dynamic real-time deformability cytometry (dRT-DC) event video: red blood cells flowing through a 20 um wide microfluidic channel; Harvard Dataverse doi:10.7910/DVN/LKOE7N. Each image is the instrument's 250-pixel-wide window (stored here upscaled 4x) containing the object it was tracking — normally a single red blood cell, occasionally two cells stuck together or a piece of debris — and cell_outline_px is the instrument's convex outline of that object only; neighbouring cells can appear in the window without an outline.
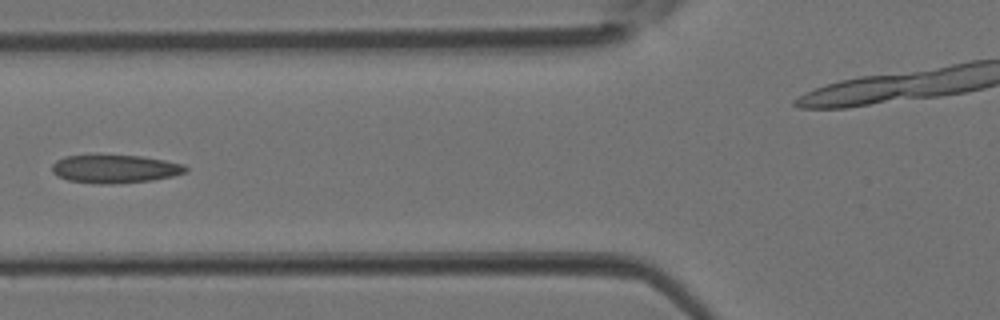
{"species": "Egyptian fruit bat (a non-hibernating species)", "species_latin": "Rousettus aegyptiacus", "temperature_condition": "room temperature", "stored_images_in_passage": 5, "segment_of_instrument_passage": [1, 2], "camera_frame_rate_fps": 3000, "um_per_image_px": 0.085, "animal": {"sex": "female"}, "frame": {"image": 1, "passage_image": 4, "time_ms": 1.0, "image_size_px": [1000, 320], "cell_outline_px": [[188, 172], [172, 176], [152, 180], [112, 184], [100, 184], [68, 180], [56, 176], [52, 172], [52, 164], [56, 160], [64, 156], [140, 156], [164, 160], [184, 164], [188, 168]], "centroid_in_image_um": [9.77, 14.37], "position_along_channel_um": 116.0, "area_um2": 21.85}}